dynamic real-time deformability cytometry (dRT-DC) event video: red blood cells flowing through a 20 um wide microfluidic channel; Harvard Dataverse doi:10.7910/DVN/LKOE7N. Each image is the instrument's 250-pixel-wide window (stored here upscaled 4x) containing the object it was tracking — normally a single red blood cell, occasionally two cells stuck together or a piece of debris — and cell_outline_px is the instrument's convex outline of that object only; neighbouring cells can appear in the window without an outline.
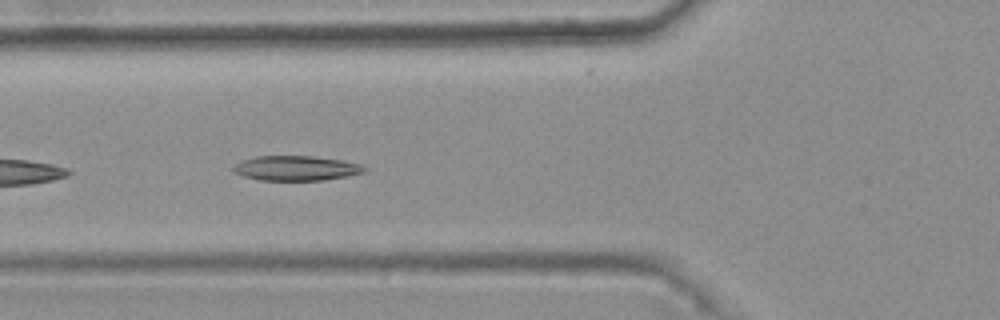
{"species": "common noctule bat (a hibernating species)", "species_latin": "Nyctalus noctula", "temperature_condition": "warm", "stored_images_in_passage": 10, "camera_frame_rate_fps": 3000, "um_per_image_px": 0.085, "animal": {"sex": "female", "body_mass_g": 25.1}, "frame": {"image": 1, "passage_image": 5, "time_ms": 1.333, "image_size_px": [1000, 320], "cell_outline_px": [[368, 168], [364, 172], [324, 180], [260, 180], [244, 176], [232, 172], [232, 168], [236, 164], [244, 160], [256, 156], [312, 156], [344, 160], [360, 164]], "centroid_in_image_um": [25.17, 14.29], "position_along_channel_um": 100.6, "area_um2": 18.84}}